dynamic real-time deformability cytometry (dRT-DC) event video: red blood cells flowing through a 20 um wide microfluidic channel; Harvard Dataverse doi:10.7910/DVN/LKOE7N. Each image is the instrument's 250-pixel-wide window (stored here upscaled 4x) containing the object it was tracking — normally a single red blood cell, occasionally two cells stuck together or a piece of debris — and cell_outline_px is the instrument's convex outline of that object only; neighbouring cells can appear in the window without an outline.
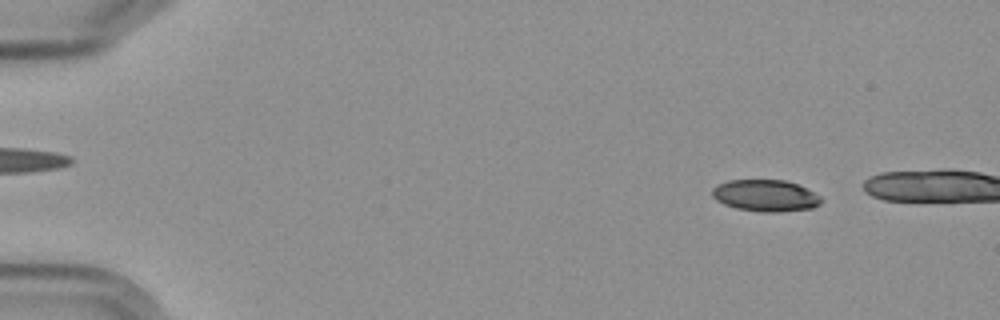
{"species": "Egyptian fruit bat (a non-hibernating species)", "species_latin": "Rousettus aegyptiacus", "temperature_condition": "cold", "stored_images_in_passage": 4, "camera_frame_rate_fps": 3000, "um_per_image_px": 0.085, "frame": {"image": 1, "passage_image": 1, "time_ms": 0.0, "image_size_px": [1000, 320], "cell_outline_px": [[824, 200], [820, 204], [812, 208], [776, 212], [764, 212], [736, 208], [724, 204], [716, 200], [712, 196], [712, 188], [728, 180], [784, 180], [796, 184], [820, 196]], "centroid_in_image_um": [65.06, 16.63], "position_along_channel_um": 19.9, "area_um2": 19.94}}